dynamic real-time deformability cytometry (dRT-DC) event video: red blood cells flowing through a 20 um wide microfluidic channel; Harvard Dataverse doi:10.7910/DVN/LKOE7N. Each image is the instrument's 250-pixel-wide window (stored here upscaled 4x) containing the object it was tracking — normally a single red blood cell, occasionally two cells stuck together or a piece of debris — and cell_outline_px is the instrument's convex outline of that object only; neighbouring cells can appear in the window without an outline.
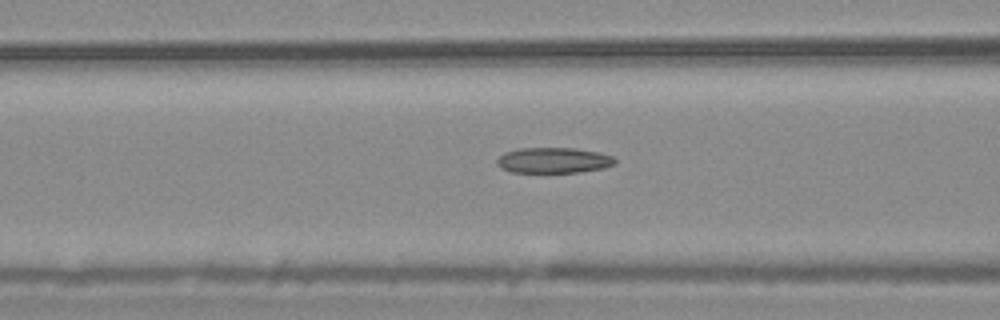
{"species": "common noctule bat (a hibernating species)", "species_latin": "Nyctalus noctula", "temperature_condition": "warm", "stored_images_in_passage": 43, "camera_frame_rate_fps": 3000, "um_per_image_px": 0.085, "animal": {"sex": "male", "body_mass_g": 20.4}, "frame": {"image": 1, "passage_image": 10, "time_ms": 3.0, "image_size_px": [1000, 320], "cell_outline_px": [[616, 164], [604, 168], [580, 172], [512, 172], [500, 168], [496, 164], [496, 160], [504, 152], [520, 148], [576, 148], [596, 152], [612, 156], [616, 160]], "centroid_in_image_um": [47.04, 13.63], "position_along_channel_um": 119.6, "area_um2": 17.63}}
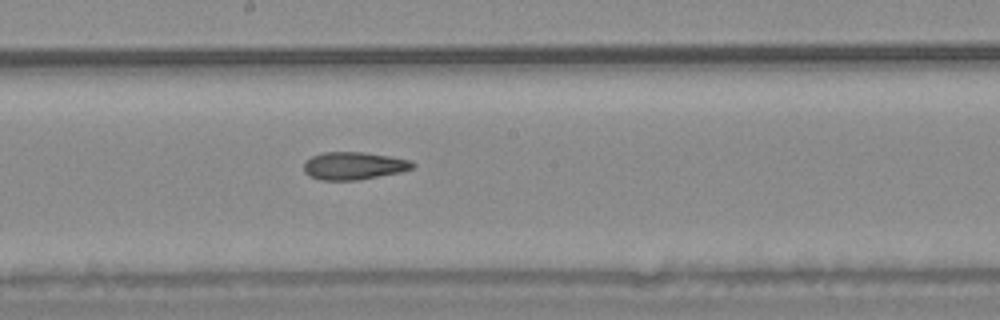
{"frame": {"image": 2, "passage_image": 18, "time_ms": 5.667, "image_size_px": [1000, 320], "cell_outline_px": [[416, 164], [412, 168], [400, 172], [356, 180], [320, 180], [308, 176], [304, 172], [304, 160], [312, 156], [324, 152], [364, 152], [412, 160]], "centroid_in_image_um": [30.04, 14.09], "position_along_channel_um": 218.2, "area_um2": 17.57}}
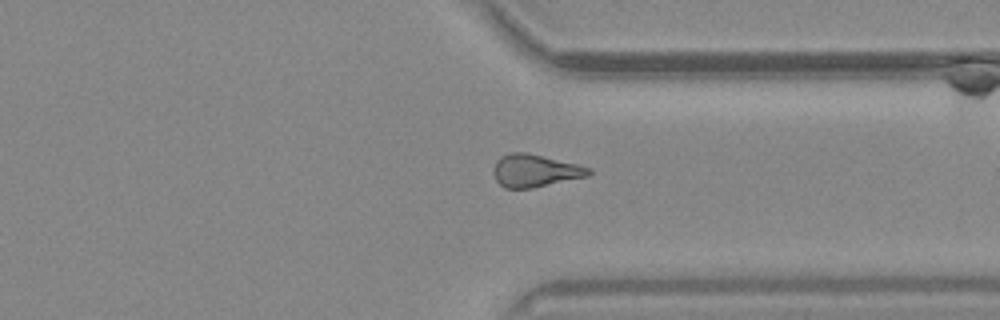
{"frame": {"image": 3, "passage_image": 30, "time_ms": 9.667, "image_size_px": [1000, 320], "cell_outline_px": [[592, 172], [588, 176], [532, 188], [504, 188], [496, 180], [492, 172], [496, 160], [500, 156], [512, 152], [528, 152], [592, 168]], "centroid_in_image_um": [45.45, 14.5], "position_along_channel_um": 365.9, "area_um2": 18.15}, "authors_computed_cell_mechanics": {"area_um2": 18.0336, "velocity_mm_per_s": 3.6929, "shape_relaxation_time_tau1_ms": null, "shape_relaxation_time_tau2_ms": 4.2253, "deformation_change_tau1": null, "deformation_change_tau2": 0.1304}}